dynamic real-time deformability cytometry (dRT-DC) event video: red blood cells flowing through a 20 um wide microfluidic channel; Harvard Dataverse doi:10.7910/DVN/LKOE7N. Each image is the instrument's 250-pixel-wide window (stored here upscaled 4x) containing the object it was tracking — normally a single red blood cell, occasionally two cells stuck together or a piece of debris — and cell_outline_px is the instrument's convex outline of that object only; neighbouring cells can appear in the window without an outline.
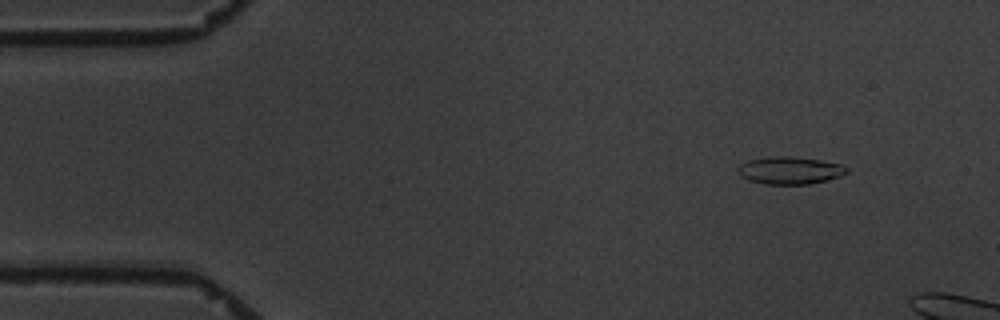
{"species": "common noctule bat (a hibernating species)", "species_latin": "Nyctalus noctula", "temperature_condition": "warm", "stored_images_in_passage": 5, "camera_frame_rate_fps": 3000, "um_per_image_px": 0.085, "animal": {"sex": "male", "body_mass_g": 19.5, "forearm_length_mm": 54.6}, "frame": {"image": 1, "passage_image": 2, "time_ms": 1.333, "image_size_px": [1000, 320], "cell_outline_px": [[848, 172], [840, 176], [828, 180], [808, 184], [764, 184], [748, 180], [740, 176], [736, 168], [740, 164], [748, 160], [768, 156], [792, 156], [820, 160], [840, 164], [848, 168]], "centroid_in_image_um": [67.1, 14.48], "position_along_channel_um": 17.9, "area_um2": 17.57}}